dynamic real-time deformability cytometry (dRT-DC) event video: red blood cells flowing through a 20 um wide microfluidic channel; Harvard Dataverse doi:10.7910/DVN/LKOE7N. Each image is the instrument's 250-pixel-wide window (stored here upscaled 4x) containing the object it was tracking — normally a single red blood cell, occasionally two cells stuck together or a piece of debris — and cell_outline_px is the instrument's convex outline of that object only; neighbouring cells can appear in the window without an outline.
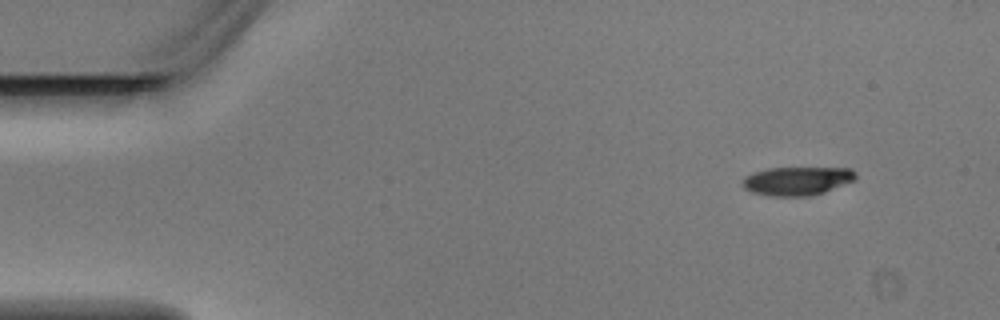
{"species": "Egyptian fruit bat (a non-hibernating species)", "species_latin": "Rousettus aegyptiacus", "temperature_condition": "warm", "stored_images_in_passage": 5, "camera_frame_rate_fps": 3000, "um_per_image_px": 0.085, "animal": {"sex": "male"}, "frame": {"image": 1, "passage_image": 1, "time_ms": 0.0, "image_size_px": [1000, 320], "cell_outline_px": [[856, 180], [824, 192], [812, 196], [768, 196], [752, 192], [744, 188], [744, 176], [768, 168], [852, 168], [856, 172]], "centroid_in_image_um": [67.8, 15.38], "position_along_channel_um": 17.2, "area_um2": 18.84}}
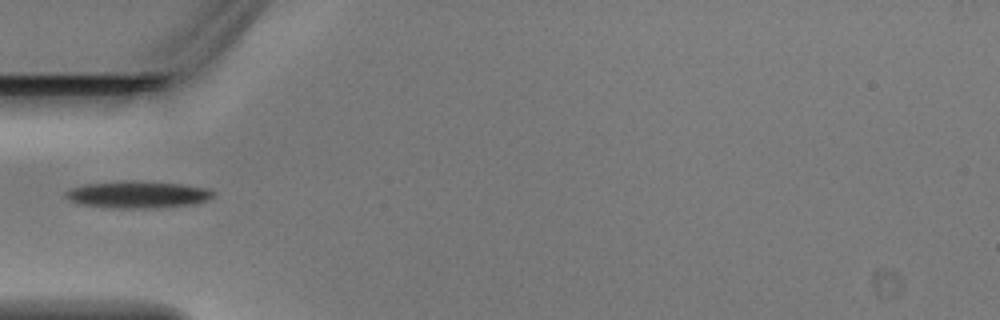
{"frame": {"image": 2, "passage_image": 4, "time_ms": 1.0, "image_size_px": [1000, 320], "cell_outline_px": [[216, 192], [208, 200], [192, 204], [156, 208], [120, 208], [80, 204], [68, 200], [64, 196], [64, 192], [72, 188], [84, 184], [124, 180], [136, 180], [180, 184], [208, 188]], "centroid_in_image_um": [11.69, 16.52], "position_along_channel_um": 73.3, "area_um2": 23.35}}
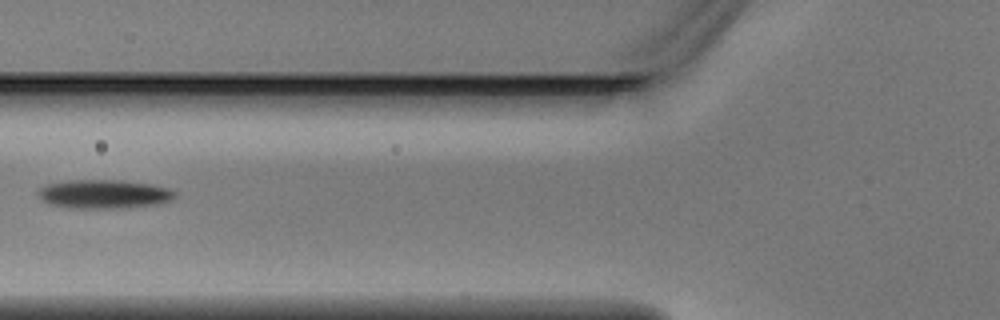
{"frame": {"image": 3, "passage_image": 5, "time_ms": 1.333, "image_size_px": [1000, 320], "cell_outline_px": [[176, 196], [172, 200], [156, 204], [128, 208], [68, 208], [52, 204], [44, 200], [36, 192], [40, 188], [48, 184], [72, 180], [120, 180], [148, 184], [168, 188], [176, 192]], "centroid_in_image_um": [8.87, 16.5], "position_along_channel_um": 116.9, "area_um2": 22.83}}